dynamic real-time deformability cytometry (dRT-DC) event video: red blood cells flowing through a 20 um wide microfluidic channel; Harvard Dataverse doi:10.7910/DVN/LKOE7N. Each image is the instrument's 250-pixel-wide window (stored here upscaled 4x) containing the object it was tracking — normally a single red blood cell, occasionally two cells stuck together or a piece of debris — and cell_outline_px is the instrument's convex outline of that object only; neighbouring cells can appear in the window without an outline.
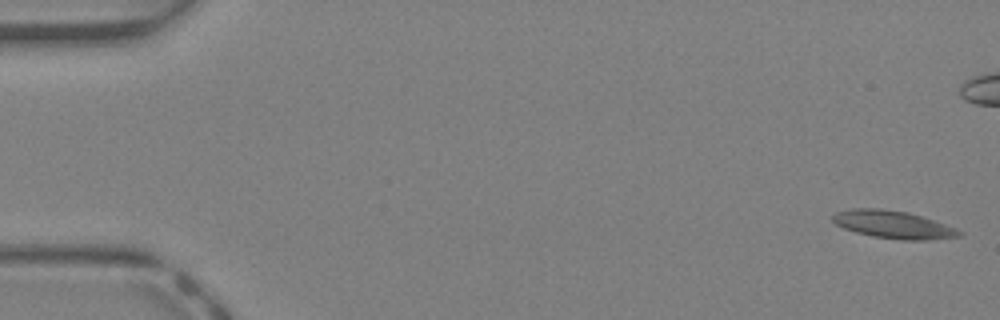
{"species": "Egyptian fruit bat (a non-hibernating species)", "species_latin": "Rousettus aegyptiacus", "temperature_condition": "warm", "stored_images_in_passage": 12, "camera_frame_rate_fps": 3000, "um_per_image_px": 0.085, "animal": {"sex": "female"}, "frame": {"image": 1, "passage_image": 1, "time_ms": 0.0, "image_size_px": [1000, 320], "cell_outline_px": [[964, 232], [960, 236], [924, 240], [904, 240], [872, 236], [856, 232], [844, 228], [836, 224], [832, 220], [832, 216], [836, 212], [852, 208], [880, 208], [908, 212], [956, 228]], "centroid_in_image_um": [75.9, 19.08], "position_along_channel_um": 9.1, "area_um2": 20.23}}